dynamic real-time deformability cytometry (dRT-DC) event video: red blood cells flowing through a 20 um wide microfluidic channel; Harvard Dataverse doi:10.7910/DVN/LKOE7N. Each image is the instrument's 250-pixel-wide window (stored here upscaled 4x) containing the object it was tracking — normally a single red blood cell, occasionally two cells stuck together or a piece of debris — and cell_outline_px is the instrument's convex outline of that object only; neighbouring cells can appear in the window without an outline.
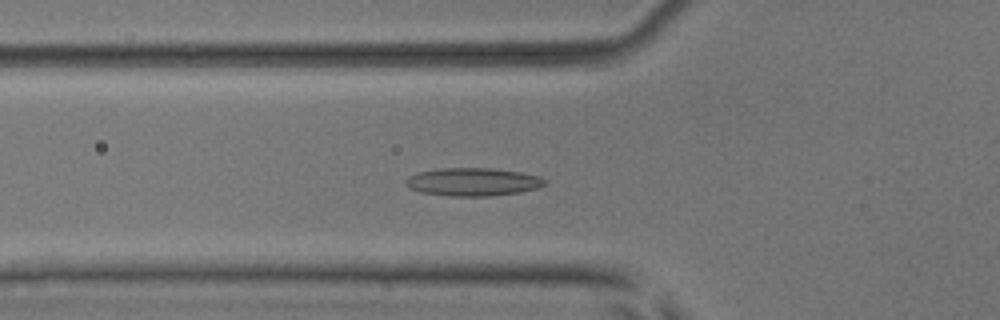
{"species": "common noctule bat (a hibernating species)", "species_latin": "Nyctalus noctula", "temperature_condition": "room temperature", "stored_images_in_passage": 53, "camera_frame_rate_fps": 3000, "um_per_image_px": 0.085, "animal": {"sex": "male", "body_mass_g": 17.9, "forearm_length_mm": 54.2}, "frame": {"image": 1, "passage_image": 19, "time_ms": 6.0, "image_size_px": [1000, 320], "cell_outline_px": [[548, 184], [536, 188], [520, 192], [492, 196], [452, 196], [420, 192], [404, 184], [404, 180], [408, 176], [416, 172], [440, 168], [492, 168], [520, 172], [540, 176], [548, 180]], "centroid_in_image_um": [40.21, 15.45], "position_along_channel_um": 85.6, "area_um2": 22.95}}
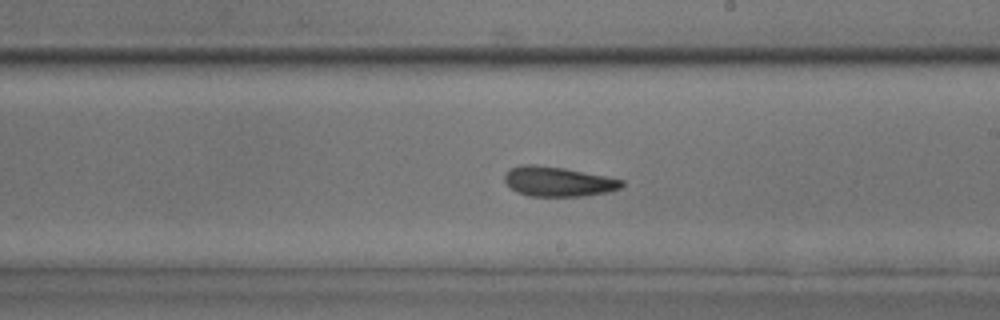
{"frame": {"image": 2, "passage_image": 31, "time_ms": 10.0, "image_size_px": [1000, 320], "cell_outline_px": [[624, 184], [620, 188], [608, 192], [584, 196], [528, 196], [516, 192], [504, 180], [504, 176], [508, 168], [520, 164], [536, 164], [564, 168], [624, 180]], "centroid_in_image_um": [47.4, 15.42], "position_along_channel_um": 241.6, "area_um2": 20.4}}
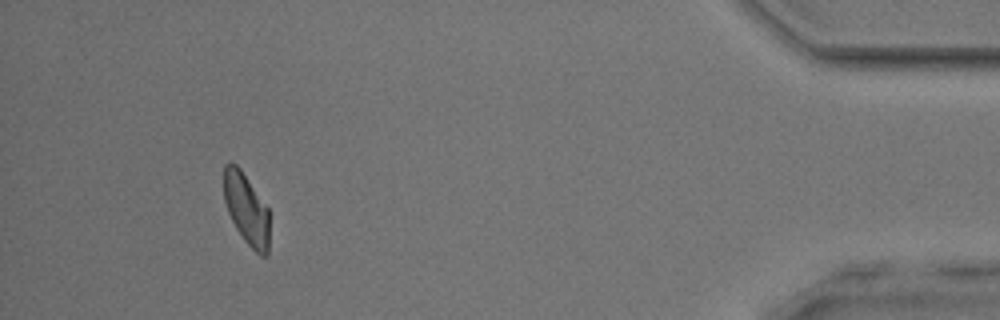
{"frame": {"image": 3, "passage_image": 49, "time_ms": 16.0, "image_size_px": [1000, 320], "cell_outline_px": [[268, 256], [260, 256], [244, 240], [236, 228], [228, 212], [224, 200], [224, 164], [236, 164], [240, 168], [268, 208]], "centroid_in_image_um": [20.94, 17.78], "position_along_channel_um": 414.3, "area_um2": 18.61}, "authors_computed_cell_mechanics": {"area_um2": 20.5768, "velocity_mm_per_s": 3.9066, "shape_relaxation_time_tau1_ms": 8.9983, "shape_relaxation_time_tau2_ms": 3.2773, "deformation_change_tau1": 0.1607, "deformation_change_tau2": 0.1097}}